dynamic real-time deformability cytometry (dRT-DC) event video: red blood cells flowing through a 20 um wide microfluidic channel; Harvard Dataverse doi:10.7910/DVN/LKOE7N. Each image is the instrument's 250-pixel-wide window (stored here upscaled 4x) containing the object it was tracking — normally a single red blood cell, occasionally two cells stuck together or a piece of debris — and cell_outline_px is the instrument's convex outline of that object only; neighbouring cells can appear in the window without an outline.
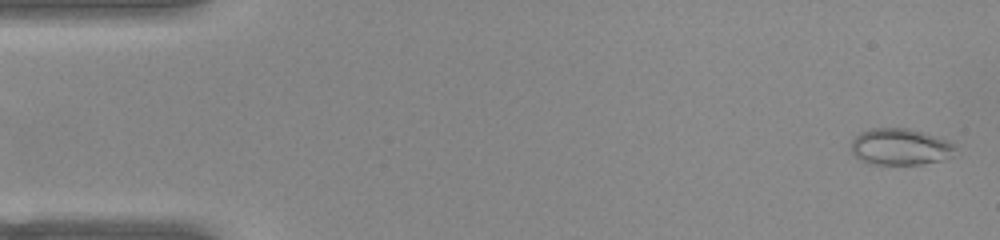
{"species": "common noctule bat (a hibernating species)", "species_latin": "Nyctalus noctula", "temperature_condition": "warm", "stored_images_in_passage": 52, "camera_frame_rate_fps": 3000, "um_per_image_px": 0.085, "animal": {"sex": "female", "body_mass_g": 22.0, "forearm_length_mm": 56.7}, "frame": {"image": 1, "passage_image": 2, "time_ms": 0.333, "image_size_px": [1000, 240], "cell_outline_px": [[956, 148], [952, 156], [944, 160], [920, 164], [868, 164], [860, 160], [852, 152], [852, 140], [860, 132], [872, 128], [908, 128], [924, 132], [944, 140], [952, 144]], "centroid_in_image_um": [76.5, 12.48], "position_along_channel_um": 8.5, "area_um2": 22.08}}
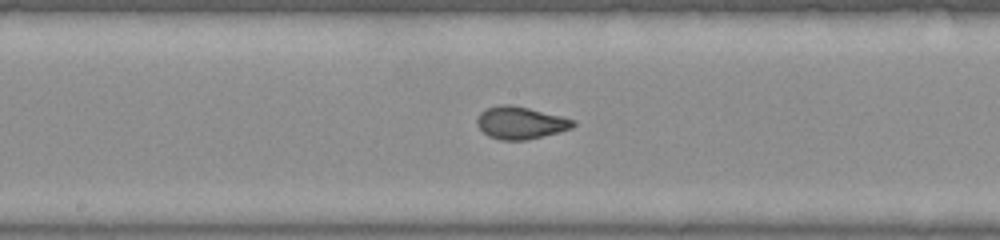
{"frame": {"image": 2, "passage_image": 27, "time_ms": 8.667, "image_size_px": [1000, 240], "cell_outline_px": [[576, 124], [572, 128], [560, 132], [528, 140], [500, 140], [488, 136], [476, 124], [476, 120], [480, 112], [488, 108], [500, 104], [512, 104], [576, 120]], "centroid_in_image_um": [44.24, 10.44], "position_along_channel_um": 204.0, "area_um2": 18.21}}
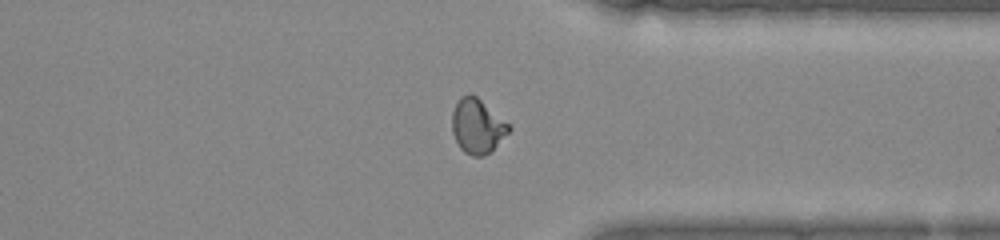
{"frame": {"image": 3, "passage_image": 40, "time_ms": 13.0, "image_size_px": [1000, 240], "cell_outline_px": [[512, 128], [484, 156], [472, 156], [464, 152], [460, 148], [452, 132], [452, 112], [460, 96], [468, 92], [476, 96], [508, 124]], "centroid_in_image_um": [40.52, 10.7], "position_along_channel_um": 370.9, "area_um2": 17.63}, "authors_computed_cell_mechanics": {"area_um2": 18.1781, "velocity_mm_per_s": 3.9177, "shape_relaxation_time_tau1_ms": 7.9754, "shape_relaxation_time_tau2_ms": 0.5765, "deformation_change_tau1": 0.239, "deformation_change_tau2": 0.0537}}